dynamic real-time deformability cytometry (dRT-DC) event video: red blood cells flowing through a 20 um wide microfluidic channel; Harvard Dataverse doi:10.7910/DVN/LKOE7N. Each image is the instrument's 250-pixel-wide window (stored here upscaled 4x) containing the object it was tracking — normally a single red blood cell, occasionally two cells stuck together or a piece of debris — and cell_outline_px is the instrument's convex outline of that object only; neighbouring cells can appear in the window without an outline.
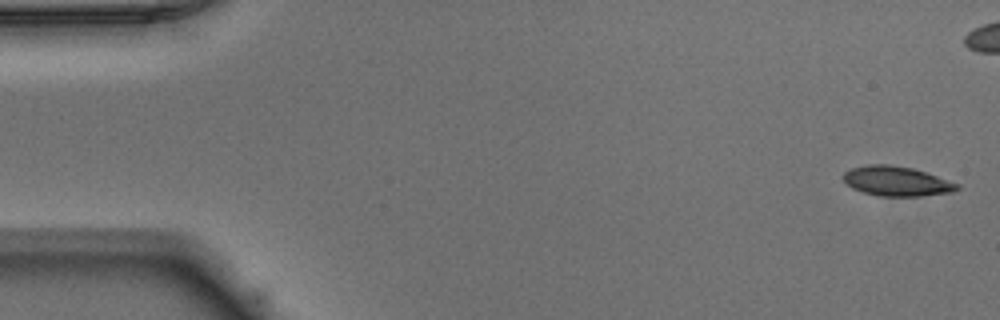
{"species": "Egyptian fruit bat (a non-hibernating species)", "species_latin": "Rousettus aegyptiacus", "temperature_condition": "warm", "stored_images_in_passage": 51, "camera_frame_rate_fps": 3000, "um_per_image_px": 0.085, "animal": {"sex": "male"}, "frame": {"image": 1, "passage_image": 1, "time_ms": 0.0, "image_size_px": [1000, 320], "cell_outline_px": [[960, 188], [952, 192], [920, 196], [880, 196], [864, 192], [852, 188], [844, 180], [844, 172], [852, 168], [868, 164], [888, 164], [912, 168], [960, 184]], "centroid_in_image_um": [76.22, 15.4], "position_along_channel_um": 8.8, "area_um2": 19.48}}
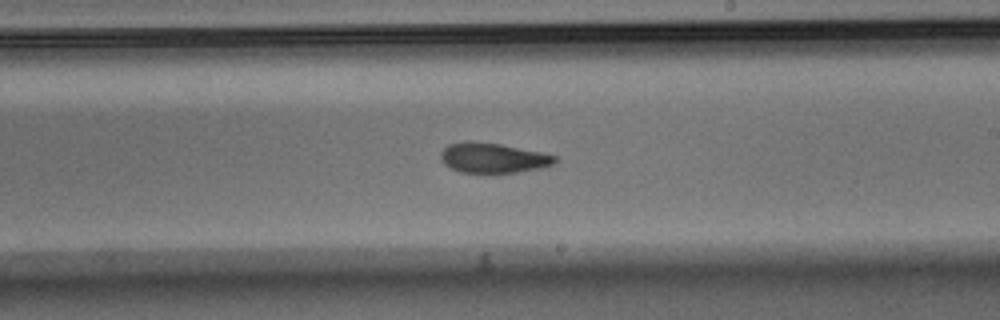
{"frame": {"image": 2, "passage_image": 29, "time_ms": 9.333, "image_size_px": [1000, 320], "cell_outline_px": [[556, 160], [552, 164], [540, 168], [492, 176], [488, 176], [460, 172], [444, 164], [440, 160], [440, 152], [448, 144], [500, 144], [540, 152], [556, 156]], "centroid_in_image_um": [41.9, 13.51], "position_along_channel_um": 247.1, "area_um2": 19.88}}
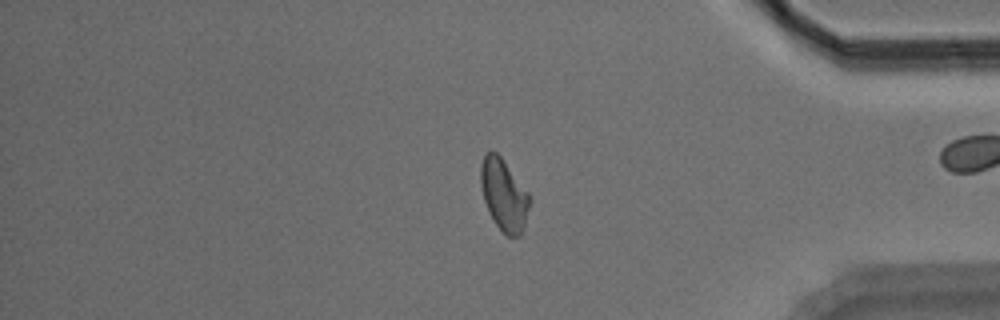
{"frame": {"image": 3, "passage_image": 42, "time_ms": 13.667, "image_size_px": [1000, 320], "cell_outline_px": [[532, 200], [520, 236], [508, 236], [496, 224], [488, 212], [484, 200], [480, 184], [480, 168], [484, 156], [492, 148], [500, 156], [528, 192]], "centroid_in_image_um": [42.82, 16.55], "position_along_channel_um": 392.4, "area_um2": 20.29}, "authors_computed_cell_mechanics": {"area_um2": 20.2878, "velocity_mm_per_s": 3.9406, "shape_relaxation_time_tau1_ms": 5.1685, "shape_relaxation_time_tau2_ms": 2.7963, "deformation_change_tau1": 0.1677, "deformation_change_tau2": 0.0923}}